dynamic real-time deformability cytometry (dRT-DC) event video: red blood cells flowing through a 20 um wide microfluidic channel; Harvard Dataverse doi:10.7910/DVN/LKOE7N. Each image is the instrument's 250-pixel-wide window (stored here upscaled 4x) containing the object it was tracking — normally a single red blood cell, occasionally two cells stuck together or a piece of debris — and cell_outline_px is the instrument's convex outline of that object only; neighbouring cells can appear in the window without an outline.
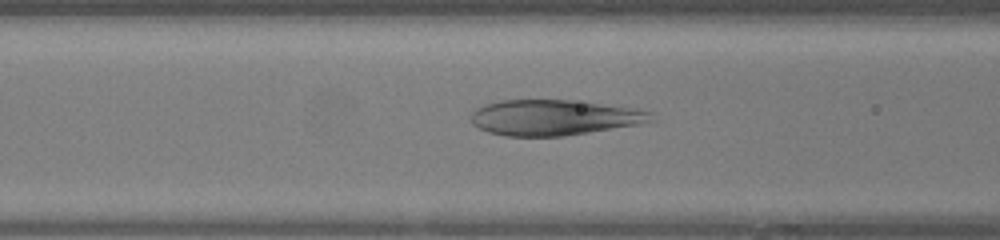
{"species": "human", "species_latin": "Homo sapiens", "temperature_condition": "warm", "stored_images_in_passage": 34, "camera_frame_rate_fps": 3000, "um_per_image_px": 0.085, "donor": {"sex": "female"}, "frame": {"image": 1, "passage_image": 11, "time_ms": 3.333, "image_size_px": [1000, 240], "cell_outline_px": [[656, 120], [640, 124], [564, 136], [504, 136], [488, 132], [472, 124], [468, 116], [476, 108], [484, 104], [500, 100], [572, 100], [632, 108], [652, 112]], "centroid_in_image_um": [47.05, 9.99], "position_along_channel_um": 119.5, "area_um2": 37.45}}
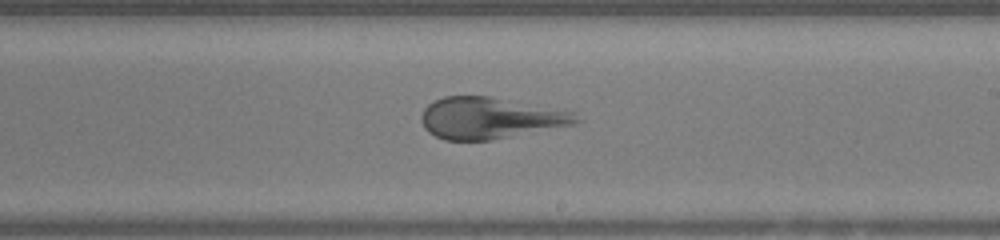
{"frame": {"image": 2, "passage_image": 20, "time_ms": 6.333, "image_size_px": [1000, 240], "cell_outline_px": [[580, 120], [572, 124], [488, 140], [444, 140], [428, 132], [424, 128], [420, 120], [420, 116], [424, 108], [428, 104], [444, 96], [488, 96], [576, 112]], "centroid_in_image_um": [41.58, 10.02], "position_along_channel_um": 247.4, "area_um2": 36.88}}
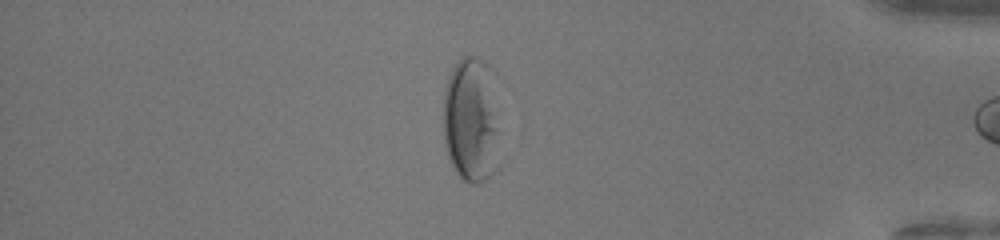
{"frame": {"image": 3, "passage_image": 33, "time_ms": 10.667, "image_size_px": [1000, 240], "cell_outline_px": [[496, 168], [484, 180], [476, 184], [468, 184], [456, 172], [448, 156], [444, 144], [444, 92], [448, 76], [452, 68], [464, 56], [472, 56], [480, 60], [484, 64], [492, 128]], "centroid_in_image_um": [39.85, 10.33], "position_along_channel_um": 395.4, "area_um2": 37.4}}